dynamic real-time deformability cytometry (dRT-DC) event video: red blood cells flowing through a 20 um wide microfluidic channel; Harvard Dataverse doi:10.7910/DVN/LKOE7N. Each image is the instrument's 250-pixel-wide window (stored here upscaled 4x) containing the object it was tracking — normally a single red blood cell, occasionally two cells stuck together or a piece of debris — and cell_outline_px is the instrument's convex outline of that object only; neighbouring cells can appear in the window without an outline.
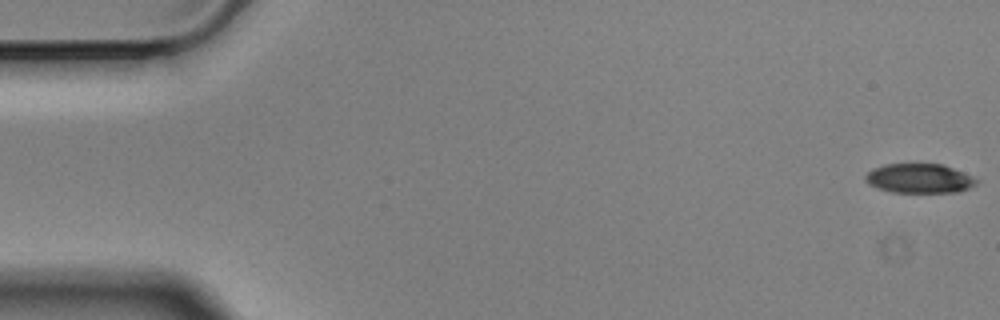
{"species": "Egyptian fruit bat (a non-hibernating species)", "species_latin": "Rousettus aegyptiacus", "temperature_condition": "cold", "stored_images_in_passage": 57, "camera_frame_rate_fps": 3000, "um_per_image_px": 0.085, "animal": {"sex": "male"}, "frame": {"image": 1, "passage_image": 1, "time_ms": 0.0, "image_size_px": [1000, 320], "cell_outline_px": [[976, 184], [968, 188], [956, 192], [892, 192], [868, 184], [864, 180], [864, 176], [872, 168], [884, 164], [944, 164], [972, 176], [976, 180]], "centroid_in_image_um": [78.1, 15.15], "position_along_channel_um": 6.9, "area_um2": 18.9}}
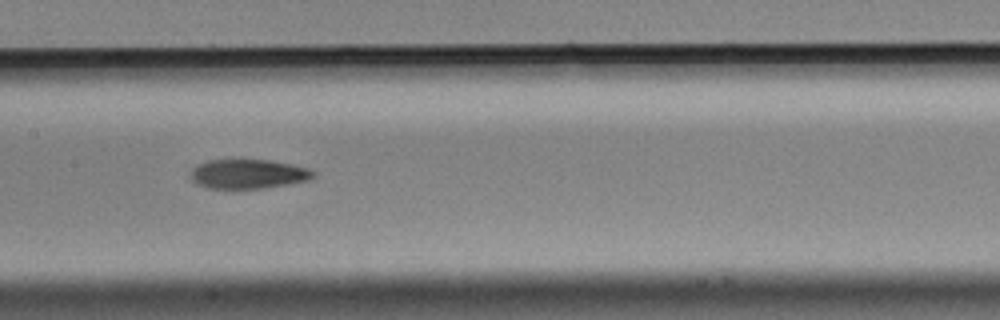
{"frame": {"image": 2, "passage_image": 28, "time_ms": 9.0, "image_size_px": [1000, 320], "cell_outline_px": [[316, 176], [308, 180], [288, 184], [264, 188], [208, 188], [196, 184], [192, 180], [192, 168], [196, 164], [208, 160], [240, 156], [268, 160], [292, 164], [308, 168], [316, 172]], "centroid_in_image_um": [21.08, 14.73], "position_along_channel_um": 186.3, "area_um2": 21.85}}
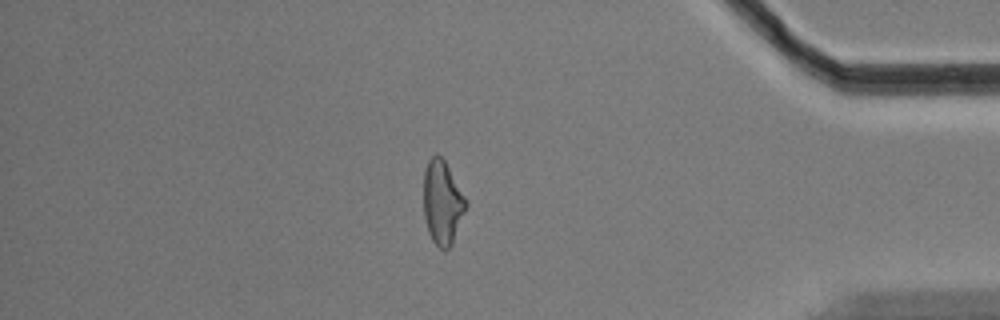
{"frame": {"image": 3, "passage_image": 49, "time_ms": 16.0, "image_size_px": [1000, 320], "cell_outline_px": [[468, 204], [452, 244], [448, 248], [440, 248], [432, 240], [428, 232], [424, 216], [424, 172], [428, 160], [436, 152], [444, 160], [468, 200]], "centroid_in_image_um": [37.61, 17.19], "position_along_channel_um": 397.6, "area_um2": 20.69}, "authors_computed_cell_mechanics": {"area_um2": 21.2704, "velocity_mm_per_s": 3.5161, "shape_relaxation_time_tau1_ms": 5.1053, "shape_relaxation_time_tau2_ms": 4.5653, "deformation_change_tau1": 0.1448, "deformation_change_tau2": 0.1193}}